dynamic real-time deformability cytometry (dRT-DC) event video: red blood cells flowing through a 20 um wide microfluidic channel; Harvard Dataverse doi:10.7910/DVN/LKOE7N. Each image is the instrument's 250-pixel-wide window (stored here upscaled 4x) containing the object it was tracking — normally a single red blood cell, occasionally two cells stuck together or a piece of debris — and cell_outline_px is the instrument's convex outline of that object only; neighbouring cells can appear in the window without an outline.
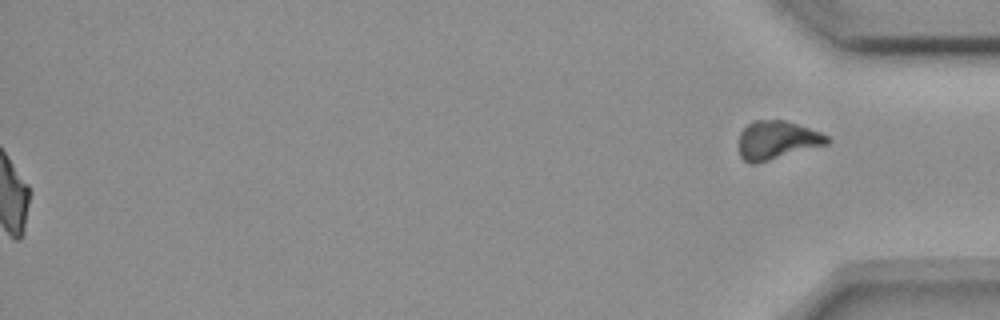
{"species": "common noctule bat (a hibernating species)", "species_latin": "Nyctalus noctula", "temperature_condition": "room temperature", "stored_images_in_passage": 41, "segment_of_instrument_passage": [2, 2], "camera_frame_rate_fps": 3000, "um_per_image_px": 0.085, "animal": {"sex": "female", "body_mass_g": 18.4}, "frame": {"image": 1, "passage_image": 41, "time_ms": 13.333, "image_size_px": [1000, 320], "cell_outline_px": [[832, 140], [828, 144], [756, 164], [748, 164], [740, 156], [740, 132], [748, 124], [756, 120], [784, 120], [820, 132], [828, 136]], "centroid_in_image_um": [66.05, 11.92], "position_along_channel_um": 369.1, "area_um2": 19.71}}